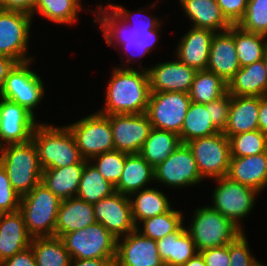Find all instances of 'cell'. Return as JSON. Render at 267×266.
Segmentation results:
<instances>
[{"mask_svg":"<svg viewBox=\"0 0 267 266\" xmlns=\"http://www.w3.org/2000/svg\"><path fill=\"white\" fill-rule=\"evenodd\" d=\"M120 66L112 70L105 107L98 112L104 115L146 113L151 94L148 71L144 67L135 70L132 66Z\"/></svg>","mask_w":267,"mask_h":266,"instance_id":"cell-1","label":"cell"},{"mask_svg":"<svg viewBox=\"0 0 267 266\" xmlns=\"http://www.w3.org/2000/svg\"><path fill=\"white\" fill-rule=\"evenodd\" d=\"M31 140L37 149L43 170L88 162L82 157L75 137L67 126L55 127L38 123Z\"/></svg>","mask_w":267,"mask_h":266,"instance_id":"cell-2","label":"cell"},{"mask_svg":"<svg viewBox=\"0 0 267 266\" xmlns=\"http://www.w3.org/2000/svg\"><path fill=\"white\" fill-rule=\"evenodd\" d=\"M0 163L5 168L12 188L23 196L41 182L43 169L32 140L0 148Z\"/></svg>","mask_w":267,"mask_h":266,"instance_id":"cell-3","label":"cell"},{"mask_svg":"<svg viewBox=\"0 0 267 266\" xmlns=\"http://www.w3.org/2000/svg\"><path fill=\"white\" fill-rule=\"evenodd\" d=\"M61 200L42 182L21 196L19 211L28 233L34 237L55 236Z\"/></svg>","mask_w":267,"mask_h":266,"instance_id":"cell-4","label":"cell"},{"mask_svg":"<svg viewBox=\"0 0 267 266\" xmlns=\"http://www.w3.org/2000/svg\"><path fill=\"white\" fill-rule=\"evenodd\" d=\"M186 231L197 251L228 245L243 231L211 206L197 208Z\"/></svg>","mask_w":267,"mask_h":266,"instance_id":"cell-5","label":"cell"},{"mask_svg":"<svg viewBox=\"0 0 267 266\" xmlns=\"http://www.w3.org/2000/svg\"><path fill=\"white\" fill-rule=\"evenodd\" d=\"M64 245L71 259H115L117 238L102 224L64 234Z\"/></svg>","mask_w":267,"mask_h":266,"instance_id":"cell-6","label":"cell"},{"mask_svg":"<svg viewBox=\"0 0 267 266\" xmlns=\"http://www.w3.org/2000/svg\"><path fill=\"white\" fill-rule=\"evenodd\" d=\"M75 137L77 147L85 160L113 151V133L109 115L91 113L75 123L67 125Z\"/></svg>","mask_w":267,"mask_h":266,"instance_id":"cell-7","label":"cell"},{"mask_svg":"<svg viewBox=\"0 0 267 266\" xmlns=\"http://www.w3.org/2000/svg\"><path fill=\"white\" fill-rule=\"evenodd\" d=\"M186 144L192 151L203 179L214 180L227 176L231 151L229 138L223 132L190 140Z\"/></svg>","mask_w":267,"mask_h":266,"instance_id":"cell-8","label":"cell"},{"mask_svg":"<svg viewBox=\"0 0 267 266\" xmlns=\"http://www.w3.org/2000/svg\"><path fill=\"white\" fill-rule=\"evenodd\" d=\"M217 185L213 190V209L229 218L242 231L241 220L250 214L254 205L258 191L230 180L227 176L215 179Z\"/></svg>","mask_w":267,"mask_h":266,"instance_id":"cell-9","label":"cell"},{"mask_svg":"<svg viewBox=\"0 0 267 266\" xmlns=\"http://www.w3.org/2000/svg\"><path fill=\"white\" fill-rule=\"evenodd\" d=\"M16 63L8 72L0 97L25 107L33 115L44 96V84L36 72L30 69L31 62Z\"/></svg>","mask_w":267,"mask_h":266,"instance_id":"cell-10","label":"cell"},{"mask_svg":"<svg viewBox=\"0 0 267 266\" xmlns=\"http://www.w3.org/2000/svg\"><path fill=\"white\" fill-rule=\"evenodd\" d=\"M190 104L184 92H151L146 114L153 128L180 135Z\"/></svg>","mask_w":267,"mask_h":266,"instance_id":"cell-11","label":"cell"},{"mask_svg":"<svg viewBox=\"0 0 267 266\" xmlns=\"http://www.w3.org/2000/svg\"><path fill=\"white\" fill-rule=\"evenodd\" d=\"M32 15L0 9V55L16 63L33 60L27 57Z\"/></svg>","mask_w":267,"mask_h":266,"instance_id":"cell-12","label":"cell"},{"mask_svg":"<svg viewBox=\"0 0 267 266\" xmlns=\"http://www.w3.org/2000/svg\"><path fill=\"white\" fill-rule=\"evenodd\" d=\"M202 179L192 151L186 143H181L154 168V181L173 188L197 185Z\"/></svg>","mask_w":267,"mask_h":266,"instance_id":"cell-13","label":"cell"},{"mask_svg":"<svg viewBox=\"0 0 267 266\" xmlns=\"http://www.w3.org/2000/svg\"><path fill=\"white\" fill-rule=\"evenodd\" d=\"M114 149L127 154L140 153L152 128L146 113L109 115Z\"/></svg>","mask_w":267,"mask_h":266,"instance_id":"cell-14","label":"cell"},{"mask_svg":"<svg viewBox=\"0 0 267 266\" xmlns=\"http://www.w3.org/2000/svg\"><path fill=\"white\" fill-rule=\"evenodd\" d=\"M99 11L93 20L94 23H99L101 27L104 39L108 45H119L121 50L124 49L125 55H129L126 59V63H132L133 58H143L146 54H149L146 48L143 47L142 43L134 36L130 24H127L122 18H120L109 6L103 7V4L97 6ZM110 9V12L108 11ZM123 26V27H122ZM130 26V27H129ZM130 28V29H129ZM133 52V53H132ZM131 54V55H130ZM133 59V60H132Z\"/></svg>","mask_w":267,"mask_h":266,"instance_id":"cell-15","label":"cell"},{"mask_svg":"<svg viewBox=\"0 0 267 266\" xmlns=\"http://www.w3.org/2000/svg\"><path fill=\"white\" fill-rule=\"evenodd\" d=\"M92 205L96 222L102 224L117 239L136 229L128 195L115 192Z\"/></svg>","mask_w":267,"mask_h":266,"instance_id":"cell-16","label":"cell"},{"mask_svg":"<svg viewBox=\"0 0 267 266\" xmlns=\"http://www.w3.org/2000/svg\"><path fill=\"white\" fill-rule=\"evenodd\" d=\"M35 118L25 107L0 97V148L29 142L38 124Z\"/></svg>","mask_w":267,"mask_h":266,"instance_id":"cell-17","label":"cell"},{"mask_svg":"<svg viewBox=\"0 0 267 266\" xmlns=\"http://www.w3.org/2000/svg\"><path fill=\"white\" fill-rule=\"evenodd\" d=\"M122 240L117 239L115 266H165L156 240L143 236L136 229Z\"/></svg>","mask_w":267,"mask_h":266,"instance_id":"cell-18","label":"cell"},{"mask_svg":"<svg viewBox=\"0 0 267 266\" xmlns=\"http://www.w3.org/2000/svg\"><path fill=\"white\" fill-rule=\"evenodd\" d=\"M148 71L151 92H184L189 94L196 70L175 61L160 62Z\"/></svg>","mask_w":267,"mask_h":266,"instance_id":"cell-19","label":"cell"},{"mask_svg":"<svg viewBox=\"0 0 267 266\" xmlns=\"http://www.w3.org/2000/svg\"><path fill=\"white\" fill-rule=\"evenodd\" d=\"M241 68L234 42V25L228 30L216 32L210 45L207 69L228 83Z\"/></svg>","mask_w":267,"mask_h":266,"instance_id":"cell-20","label":"cell"},{"mask_svg":"<svg viewBox=\"0 0 267 266\" xmlns=\"http://www.w3.org/2000/svg\"><path fill=\"white\" fill-rule=\"evenodd\" d=\"M214 34L209 29L191 27L179 41L176 58L196 71L206 70Z\"/></svg>","mask_w":267,"mask_h":266,"instance_id":"cell-21","label":"cell"},{"mask_svg":"<svg viewBox=\"0 0 267 266\" xmlns=\"http://www.w3.org/2000/svg\"><path fill=\"white\" fill-rule=\"evenodd\" d=\"M32 238L19 210L0 213V264L30 247Z\"/></svg>","mask_w":267,"mask_h":266,"instance_id":"cell-22","label":"cell"},{"mask_svg":"<svg viewBox=\"0 0 267 266\" xmlns=\"http://www.w3.org/2000/svg\"><path fill=\"white\" fill-rule=\"evenodd\" d=\"M227 177L260 193L267 186V152L231 157Z\"/></svg>","mask_w":267,"mask_h":266,"instance_id":"cell-23","label":"cell"},{"mask_svg":"<svg viewBox=\"0 0 267 266\" xmlns=\"http://www.w3.org/2000/svg\"><path fill=\"white\" fill-rule=\"evenodd\" d=\"M259 108L260 97L231 95L229 116L223 133L230 138L239 133L259 130Z\"/></svg>","mask_w":267,"mask_h":266,"instance_id":"cell-24","label":"cell"},{"mask_svg":"<svg viewBox=\"0 0 267 266\" xmlns=\"http://www.w3.org/2000/svg\"><path fill=\"white\" fill-rule=\"evenodd\" d=\"M96 223L93 205L78 197L61 200L55 236L62 237L64 234L81 230Z\"/></svg>","mask_w":267,"mask_h":266,"instance_id":"cell-25","label":"cell"},{"mask_svg":"<svg viewBox=\"0 0 267 266\" xmlns=\"http://www.w3.org/2000/svg\"><path fill=\"white\" fill-rule=\"evenodd\" d=\"M227 92L233 96L250 97L267 94L265 58L241 67L227 83Z\"/></svg>","mask_w":267,"mask_h":266,"instance_id":"cell-26","label":"cell"},{"mask_svg":"<svg viewBox=\"0 0 267 266\" xmlns=\"http://www.w3.org/2000/svg\"><path fill=\"white\" fill-rule=\"evenodd\" d=\"M186 16L192 27L216 32L228 30L232 24L225 18L216 0H181Z\"/></svg>","mask_w":267,"mask_h":266,"instance_id":"cell-27","label":"cell"},{"mask_svg":"<svg viewBox=\"0 0 267 266\" xmlns=\"http://www.w3.org/2000/svg\"><path fill=\"white\" fill-rule=\"evenodd\" d=\"M156 244L165 266H183L198 253L184 225L176 232L158 239Z\"/></svg>","mask_w":267,"mask_h":266,"instance_id":"cell-28","label":"cell"},{"mask_svg":"<svg viewBox=\"0 0 267 266\" xmlns=\"http://www.w3.org/2000/svg\"><path fill=\"white\" fill-rule=\"evenodd\" d=\"M85 164L76 163L61 168L45 169L41 182L60 200L77 197Z\"/></svg>","mask_w":267,"mask_h":266,"instance_id":"cell-29","label":"cell"},{"mask_svg":"<svg viewBox=\"0 0 267 266\" xmlns=\"http://www.w3.org/2000/svg\"><path fill=\"white\" fill-rule=\"evenodd\" d=\"M154 181V168L138 153L128 154L115 190L130 196L132 193L146 189Z\"/></svg>","mask_w":267,"mask_h":266,"instance_id":"cell-30","label":"cell"},{"mask_svg":"<svg viewBox=\"0 0 267 266\" xmlns=\"http://www.w3.org/2000/svg\"><path fill=\"white\" fill-rule=\"evenodd\" d=\"M129 197L136 227L139 222L168 212L172 207L167 195L154 187L134 192Z\"/></svg>","mask_w":267,"mask_h":266,"instance_id":"cell-31","label":"cell"},{"mask_svg":"<svg viewBox=\"0 0 267 266\" xmlns=\"http://www.w3.org/2000/svg\"><path fill=\"white\" fill-rule=\"evenodd\" d=\"M181 143L180 137L176 133L152 127L139 154L155 168Z\"/></svg>","mask_w":267,"mask_h":266,"instance_id":"cell-32","label":"cell"},{"mask_svg":"<svg viewBox=\"0 0 267 266\" xmlns=\"http://www.w3.org/2000/svg\"><path fill=\"white\" fill-rule=\"evenodd\" d=\"M220 132L213 124L209 114V103L191 102L179 135L182 143L197 138L212 136Z\"/></svg>","mask_w":267,"mask_h":266,"instance_id":"cell-33","label":"cell"},{"mask_svg":"<svg viewBox=\"0 0 267 266\" xmlns=\"http://www.w3.org/2000/svg\"><path fill=\"white\" fill-rule=\"evenodd\" d=\"M31 248L37 266H69L71 257L61 237H34Z\"/></svg>","mask_w":267,"mask_h":266,"instance_id":"cell-34","label":"cell"},{"mask_svg":"<svg viewBox=\"0 0 267 266\" xmlns=\"http://www.w3.org/2000/svg\"><path fill=\"white\" fill-rule=\"evenodd\" d=\"M267 36L248 32L234 25V42L241 67L265 58L267 53Z\"/></svg>","mask_w":267,"mask_h":266,"instance_id":"cell-35","label":"cell"},{"mask_svg":"<svg viewBox=\"0 0 267 266\" xmlns=\"http://www.w3.org/2000/svg\"><path fill=\"white\" fill-rule=\"evenodd\" d=\"M116 192L115 186L107 181L98 170L88 161L79 182L77 197L94 204L102 198L109 197Z\"/></svg>","mask_w":267,"mask_h":266,"instance_id":"cell-36","label":"cell"},{"mask_svg":"<svg viewBox=\"0 0 267 266\" xmlns=\"http://www.w3.org/2000/svg\"><path fill=\"white\" fill-rule=\"evenodd\" d=\"M227 92V83L208 70L197 71L189 96L191 102L206 104L220 98Z\"/></svg>","mask_w":267,"mask_h":266,"instance_id":"cell-37","label":"cell"},{"mask_svg":"<svg viewBox=\"0 0 267 266\" xmlns=\"http://www.w3.org/2000/svg\"><path fill=\"white\" fill-rule=\"evenodd\" d=\"M83 9L81 0H37L33 15L39 13L57 24H74Z\"/></svg>","mask_w":267,"mask_h":266,"instance_id":"cell-38","label":"cell"},{"mask_svg":"<svg viewBox=\"0 0 267 266\" xmlns=\"http://www.w3.org/2000/svg\"><path fill=\"white\" fill-rule=\"evenodd\" d=\"M183 213L174 208H171L168 212L161 215H157L152 218L143 220L142 228L136 227L143 236L151 238L153 240H158L166 235L176 232L183 225Z\"/></svg>","mask_w":267,"mask_h":266,"instance_id":"cell-39","label":"cell"},{"mask_svg":"<svg viewBox=\"0 0 267 266\" xmlns=\"http://www.w3.org/2000/svg\"><path fill=\"white\" fill-rule=\"evenodd\" d=\"M231 157H245L267 152V134L260 130L243 132L229 138Z\"/></svg>","mask_w":267,"mask_h":266,"instance_id":"cell-40","label":"cell"},{"mask_svg":"<svg viewBox=\"0 0 267 266\" xmlns=\"http://www.w3.org/2000/svg\"><path fill=\"white\" fill-rule=\"evenodd\" d=\"M127 155V153L113 150L97 155L89 162L107 181L115 186L121 177Z\"/></svg>","mask_w":267,"mask_h":266,"instance_id":"cell-41","label":"cell"},{"mask_svg":"<svg viewBox=\"0 0 267 266\" xmlns=\"http://www.w3.org/2000/svg\"><path fill=\"white\" fill-rule=\"evenodd\" d=\"M237 25L245 31L267 36V0H248L247 10Z\"/></svg>","mask_w":267,"mask_h":266,"instance_id":"cell-42","label":"cell"},{"mask_svg":"<svg viewBox=\"0 0 267 266\" xmlns=\"http://www.w3.org/2000/svg\"><path fill=\"white\" fill-rule=\"evenodd\" d=\"M244 231L229 243L230 266H260L262 263L250 252Z\"/></svg>","mask_w":267,"mask_h":266,"instance_id":"cell-43","label":"cell"},{"mask_svg":"<svg viewBox=\"0 0 267 266\" xmlns=\"http://www.w3.org/2000/svg\"><path fill=\"white\" fill-rule=\"evenodd\" d=\"M21 196L12 188L5 168L0 163V213L19 210Z\"/></svg>","mask_w":267,"mask_h":266,"instance_id":"cell-44","label":"cell"},{"mask_svg":"<svg viewBox=\"0 0 267 266\" xmlns=\"http://www.w3.org/2000/svg\"><path fill=\"white\" fill-rule=\"evenodd\" d=\"M231 95L226 92L220 98L209 102V114L214 126L223 132L229 116Z\"/></svg>","mask_w":267,"mask_h":266,"instance_id":"cell-45","label":"cell"},{"mask_svg":"<svg viewBox=\"0 0 267 266\" xmlns=\"http://www.w3.org/2000/svg\"><path fill=\"white\" fill-rule=\"evenodd\" d=\"M108 6L120 17L122 18V20H124L126 23L131 22L130 20L133 18V16L135 15L134 12H130L127 9H125L122 6H118V5H114V4H108ZM134 13V14H133ZM145 20V21H144ZM144 20L142 21V19L140 21H138V23L136 22V25L132 24V31L133 32H142V31H146V30H151V29H156L159 26H161V22L159 20V18L154 17V16H149L144 18Z\"/></svg>","mask_w":267,"mask_h":266,"instance_id":"cell-46","label":"cell"},{"mask_svg":"<svg viewBox=\"0 0 267 266\" xmlns=\"http://www.w3.org/2000/svg\"><path fill=\"white\" fill-rule=\"evenodd\" d=\"M225 18L237 25L247 10L248 0H216Z\"/></svg>","mask_w":267,"mask_h":266,"instance_id":"cell-47","label":"cell"},{"mask_svg":"<svg viewBox=\"0 0 267 266\" xmlns=\"http://www.w3.org/2000/svg\"><path fill=\"white\" fill-rule=\"evenodd\" d=\"M206 266H230L229 244L208 248L199 252Z\"/></svg>","mask_w":267,"mask_h":266,"instance_id":"cell-48","label":"cell"},{"mask_svg":"<svg viewBox=\"0 0 267 266\" xmlns=\"http://www.w3.org/2000/svg\"><path fill=\"white\" fill-rule=\"evenodd\" d=\"M0 266H37L31 246L4 260Z\"/></svg>","mask_w":267,"mask_h":266,"instance_id":"cell-49","label":"cell"},{"mask_svg":"<svg viewBox=\"0 0 267 266\" xmlns=\"http://www.w3.org/2000/svg\"><path fill=\"white\" fill-rule=\"evenodd\" d=\"M37 0H0V9L32 15Z\"/></svg>","mask_w":267,"mask_h":266,"instance_id":"cell-50","label":"cell"},{"mask_svg":"<svg viewBox=\"0 0 267 266\" xmlns=\"http://www.w3.org/2000/svg\"><path fill=\"white\" fill-rule=\"evenodd\" d=\"M160 31V26L156 29L146 30L142 32H133L134 36L142 43L143 47L151 53L152 49L156 47V43L159 39L158 32Z\"/></svg>","mask_w":267,"mask_h":266,"instance_id":"cell-51","label":"cell"},{"mask_svg":"<svg viewBox=\"0 0 267 266\" xmlns=\"http://www.w3.org/2000/svg\"><path fill=\"white\" fill-rule=\"evenodd\" d=\"M115 259H71L69 266H115Z\"/></svg>","mask_w":267,"mask_h":266,"instance_id":"cell-52","label":"cell"},{"mask_svg":"<svg viewBox=\"0 0 267 266\" xmlns=\"http://www.w3.org/2000/svg\"><path fill=\"white\" fill-rule=\"evenodd\" d=\"M16 62L7 56L0 55V92L2 91L8 72L14 67Z\"/></svg>","mask_w":267,"mask_h":266,"instance_id":"cell-53","label":"cell"},{"mask_svg":"<svg viewBox=\"0 0 267 266\" xmlns=\"http://www.w3.org/2000/svg\"><path fill=\"white\" fill-rule=\"evenodd\" d=\"M258 126L261 132L267 134V94L260 97Z\"/></svg>","mask_w":267,"mask_h":266,"instance_id":"cell-54","label":"cell"},{"mask_svg":"<svg viewBox=\"0 0 267 266\" xmlns=\"http://www.w3.org/2000/svg\"><path fill=\"white\" fill-rule=\"evenodd\" d=\"M183 266H206L202 255L198 252L194 257L187 261Z\"/></svg>","mask_w":267,"mask_h":266,"instance_id":"cell-55","label":"cell"},{"mask_svg":"<svg viewBox=\"0 0 267 266\" xmlns=\"http://www.w3.org/2000/svg\"><path fill=\"white\" fill-rule=\"evenodd\" d=\"M265 69H266V73H267V53L265 55Z\"/></svg>","mask_w":267,"mask_h":266,"instance_id":"cell-56","label":"cell"}]
</instances>
